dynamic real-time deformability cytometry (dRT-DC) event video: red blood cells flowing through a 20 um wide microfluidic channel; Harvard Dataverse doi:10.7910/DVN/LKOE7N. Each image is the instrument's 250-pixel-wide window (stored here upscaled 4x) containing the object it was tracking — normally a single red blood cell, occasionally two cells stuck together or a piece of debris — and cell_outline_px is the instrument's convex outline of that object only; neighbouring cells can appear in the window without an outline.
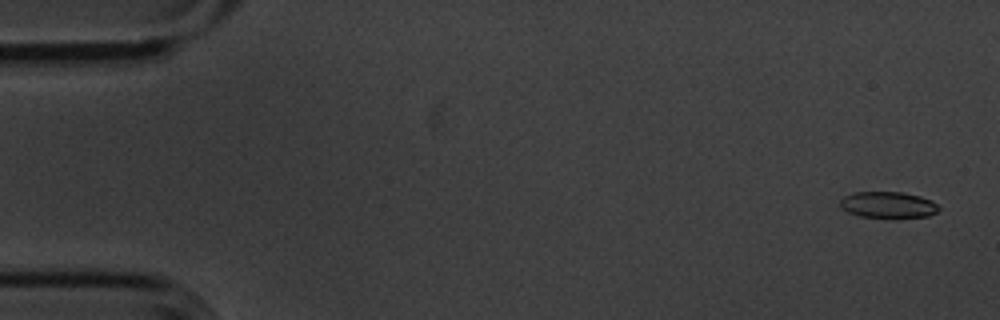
{"species": "common noctule bat (a hibernating species)", "species_latin": "Nyctalus noctula", "temperature_condition": "cold", "stored_images_in_passage": 55, "camera_frame_rate_fps": 3000, "um_per_image_px": 0.085, "animal": {"sex": "male", "body_mass_g": 20.1, "forearm_length_mm": 53.5}, "frame": {"image": 1, "passage_image": 2, "time_ms": 0.333, "image_size_px": [1000, 320], "cell_outline_px": [[940, 208], [936, 212], [928, 216], [896, 220], [888, 220], [860, 216], [848, 212], [840, 208], [840, 200], [844, 196], [852, 192], [900, 192], [920, 196], [932, 200]], "centroid_in_image_um": [75.48, 17.46], "position_along_channel_um": 9.5, "area_um2": 15.84}}
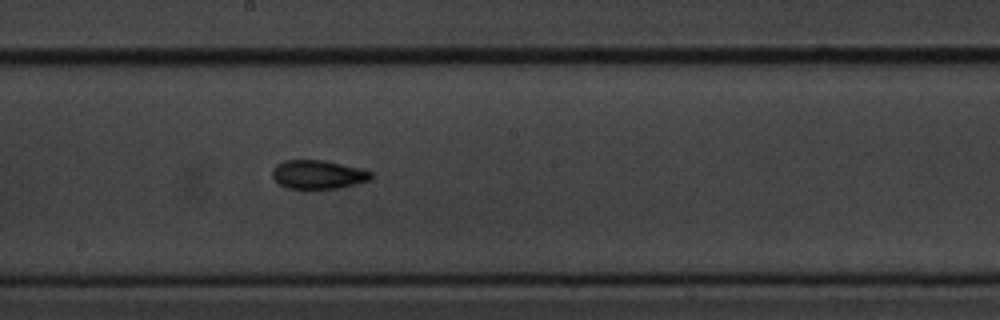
{"frame": {"image": 2, "passage_image": 30, "time_ms": 9.667, "image_size_px": [1000, 320], "cell_outline_px": [[372, 176], [368, 180], [336, 188], [308, 192], [288, 188], [280, 184], [272, 176], [272, 168], [276, 164], [284, 160], [324, 160], [360, 168], [372, 172]], "centroid_in_image_um": [26.97, 14.86], "position_along_channel_um": 221.2, "area_um2": 16.94}}
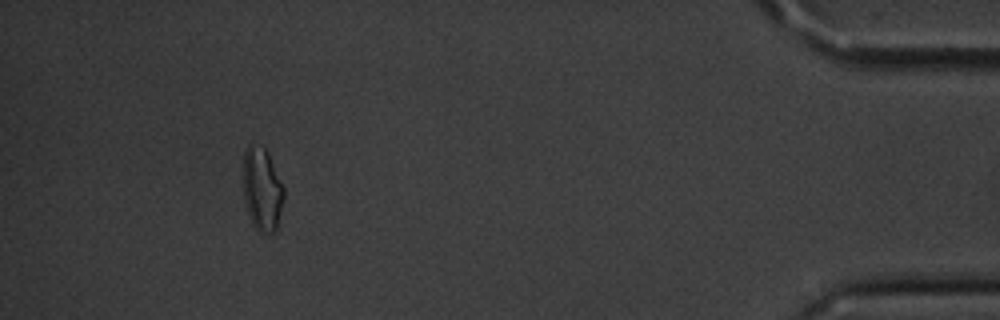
{"frame": {"image": 3, "passage_image": 51, "time_ms": 16.667, "image_size_px": [1000, 320], "cell_outline_px": [[284, 196], [276, 232], [256, 232], [252, 224], [244, 200], [244, 152], [248, 144], [252, 144], [264, 148], [268, 152], [284, 188]], "centroid_in_image_um": [22.28, 16.11], "position_along_channel_um": 412.9, "area_um2": 19.65}, "authors_computed_cell_mechanics": {"area_um2": 16.2996, "velocity_mm_per_s": 3.6156, "shape_relaxation_time_tau1_ms": 4.7754, "shape_relaxation_time_tau2_ms": 3.0926, "deformation_change_tau1": 0.1158, "deformation_change_tau2": 0.0982}}